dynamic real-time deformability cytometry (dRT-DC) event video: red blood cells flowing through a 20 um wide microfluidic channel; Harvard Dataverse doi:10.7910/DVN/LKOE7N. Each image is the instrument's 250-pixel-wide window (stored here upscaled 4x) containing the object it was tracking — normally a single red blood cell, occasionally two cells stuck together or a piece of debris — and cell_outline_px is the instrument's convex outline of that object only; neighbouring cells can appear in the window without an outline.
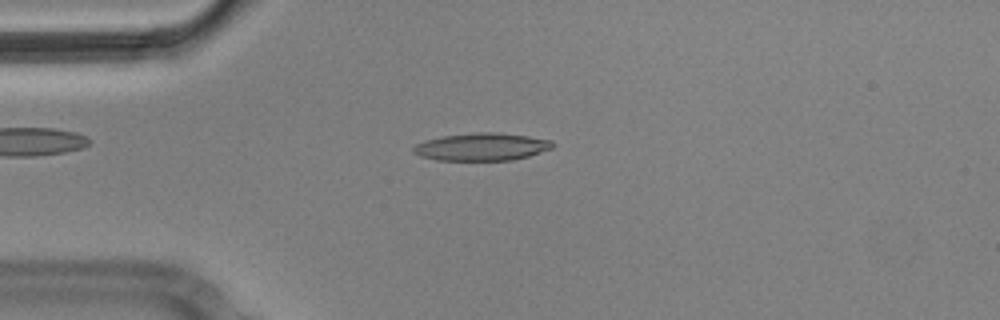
{"species": "Egyptian fruit bat (a non-hibernating species)", "species_latin": "Rousettus aegyptiacus", "temperature_condition": "cold", "stored_images_in_passage": 5, "camera_frame_rate_fps": 3000, "um_per_image_px": 0.085, "animal": {"sex": "male"}, "frame": {"image": 1, "passage_image": 5, "time_ms": 1.333, "image_size_px": [1000, 320], "cell_outline_px": [[556, 144], [552, 148], [528, 156], [512, 160], [436, 160], [420, 156], [412, 152], [412, 148], [416, 144], [424, 140], [444, 136], [476, 132], [496, 132], [528, 136], [552, 140]], "centroid_in_image_um": [40.94, 12.48], "position_along_channel_um": 44.1, "area_um2": 22.43}}